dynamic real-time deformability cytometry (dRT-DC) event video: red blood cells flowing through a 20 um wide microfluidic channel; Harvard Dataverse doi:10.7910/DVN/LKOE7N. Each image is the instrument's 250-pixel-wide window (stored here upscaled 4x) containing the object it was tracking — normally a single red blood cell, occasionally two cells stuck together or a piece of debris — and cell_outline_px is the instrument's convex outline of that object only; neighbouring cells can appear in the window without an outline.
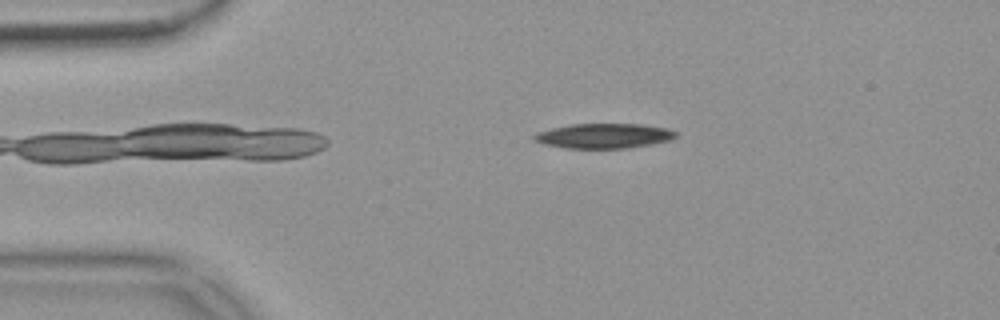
{"species": "common noctule bat (a hibernating species)", "species_latin": "Nyctalus noctula", "temperature_condition": "warm", "stored_images_in_passage": 48, "camera_frame_rate_fps": 3000, "um_per_image_px": 0.085, "animal": {"sex": "female", "body_mass_g": 18.4}, "frame": {"image": 1, "passage_image": 4, "time_ms": 1.0, "image_size_px": [1000, 320], "cell_outline_px": [[676, 136], [672, 140], [652, 144], [628, 148], [564, 148], [544, 144], [536, 140], [532, 136], [540, 132], [552, 128], [572, 124], [640, 124], [664, 128], [676, 132]], "centroid_in_image_um": [51.35, 11.55], "position_along_channel_um": 33.6, "area_um2": 20.29}}
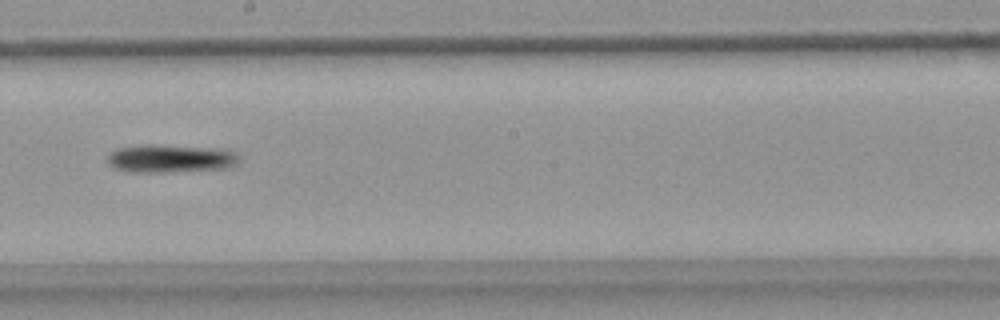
{"frame": {"image": 2, "passage_image": 24, "time_ms": 7.667, "image_size_px": [1000, 320], "cell_outline_px": [[240, 160], [236, 164], [228, 168], [160, 172], [136, 172], [116, 168], [108, 164], [108, 156], [112, 152], [120, 148], [148, 144], [152, 144], [220, 148], [236, 152], [240, 156]], "centroid_in_image_um": [14.57, 13.46], "position_along_channel_um": 233.6, "area_um2": 21.44}}
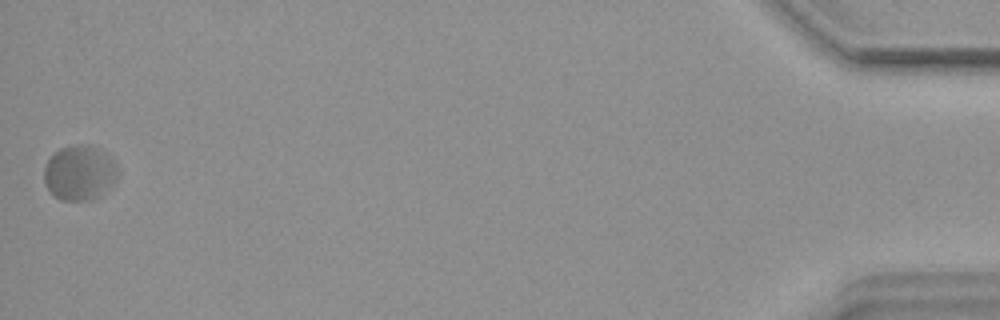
{"frame": {"image": 3, "passage_image": 48, "time_ms": 15.667, "image_size_px": [1000, 320], "cell_outline_px": [[120, 176], [108, 188], [96, 196], [88, 200], [60, 200], [48, 188], [44, 180], [44, 168], [48, 160], [60, 148], [80, 144], [88, 144], [100, 148], [112, 156], [120, 172]], "centroid_in_image_um": [6.81, 14.65], "position_along_channel_um": 428.4, "area_um2": 23.64}}